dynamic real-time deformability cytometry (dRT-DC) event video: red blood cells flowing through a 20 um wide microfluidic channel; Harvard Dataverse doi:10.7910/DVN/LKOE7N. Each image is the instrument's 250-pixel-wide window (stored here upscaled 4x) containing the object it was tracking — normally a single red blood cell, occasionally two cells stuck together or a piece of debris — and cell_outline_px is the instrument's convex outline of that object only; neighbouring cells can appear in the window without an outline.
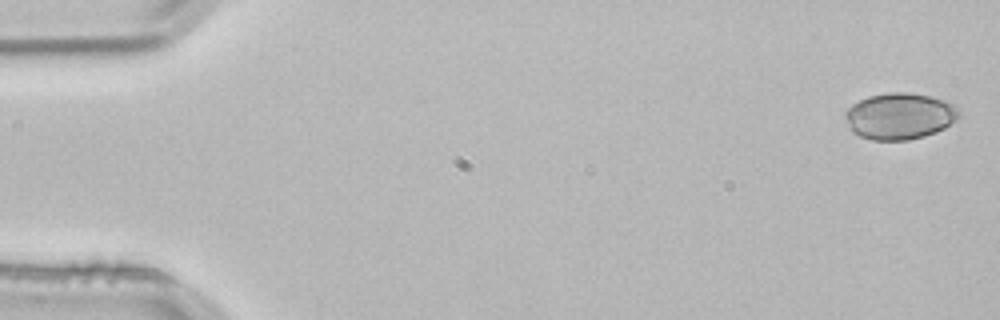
{"species": "common noctule bat (a hibernating species)", "species_latin": "Nyctalus noctula", "temperature_condition": "room temperature", "stored_images_in_passage": 4, "camera_frame_rate_fps": 3000, "um_per_image_px": 0.085, "animal": {"sex": "male", "body_mass_g": 21.5, "forearm_length_mm": 52.0}, "frame": {"image": 1, "passage_image": 1, "time_ms": 0.0, "image_size_px": [1000, 320], "cell_outline_px": [[960, 116], [956, 120], [944, 128], [936, 132], [924, 136], [908, 140], [872, 140], [860, 136], [852, 132], [844, 116], [844, 112], [852, 104], [868, 96], [888, 92], [908, 92], [948, 100], [960, 108]], "centroid_in_image_um": [76.49, 9.86], "position_along_channel_um": 8.5, "area_um2": 31.1}}
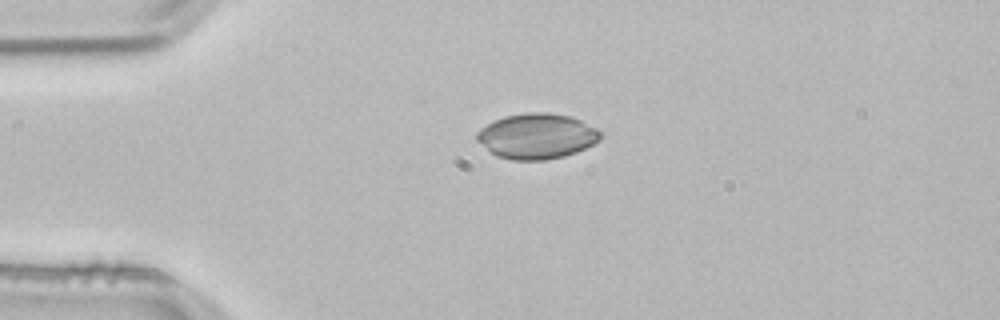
{"frame": {"image": 2, "passage_image": 3, "time_ms": 0.667, "image_size_px": [1000, 320], "cell_outline_px": [[600, 140], [576, 152], [564, 156], [544, 160], [512, 160], [496, 156], [476, 140], [476, 132], [480, 128], [504, 116], [528, 112], [548, 112], [572, 116], [596, 128], [600, 132]], "centroid_in_image_um": [45.61, 11.57], "position_along_channel_um": 39.4, "area_um2": 32.6}}